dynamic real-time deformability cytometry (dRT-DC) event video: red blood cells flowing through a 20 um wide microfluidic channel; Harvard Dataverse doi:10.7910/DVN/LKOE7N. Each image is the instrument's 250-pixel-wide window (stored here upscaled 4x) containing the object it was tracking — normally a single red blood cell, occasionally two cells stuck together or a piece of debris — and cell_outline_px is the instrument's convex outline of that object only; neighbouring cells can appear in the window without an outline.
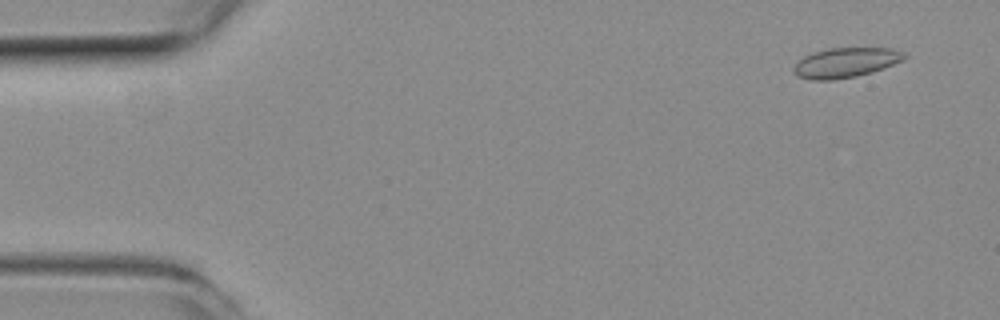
{"species": "common noctule bat (a hibernating species)", "species_latin": "Nyctalus noctula", "temperature_condition": "room temperature", "stored_images_in_passage": 11, "camera_frame_rate_fps": 3000, "um_per_image_px": 0.085, "animal": {"sex": "female", "body_mass_g": 19.3, "forearm_length_mm": 54.1}, "frame": {"image": 1, "passage_image": 4, "time_ms": 1.0, "image_size_px": [1000, 320], "cell_outline_px": [[908, 56], [904, 60], [884, 68], [872, 72], [856, 76], [832, 80], [812, 80], [796, 76], [792, 72], [792, 68], [804, 56], [812, 52], [828, 48], [892, 48], [904, 52]], "centroid_in_image_um": [71.88, 5.32], "position_along_channel_um": 13.1, "area_um2": 19.42}}